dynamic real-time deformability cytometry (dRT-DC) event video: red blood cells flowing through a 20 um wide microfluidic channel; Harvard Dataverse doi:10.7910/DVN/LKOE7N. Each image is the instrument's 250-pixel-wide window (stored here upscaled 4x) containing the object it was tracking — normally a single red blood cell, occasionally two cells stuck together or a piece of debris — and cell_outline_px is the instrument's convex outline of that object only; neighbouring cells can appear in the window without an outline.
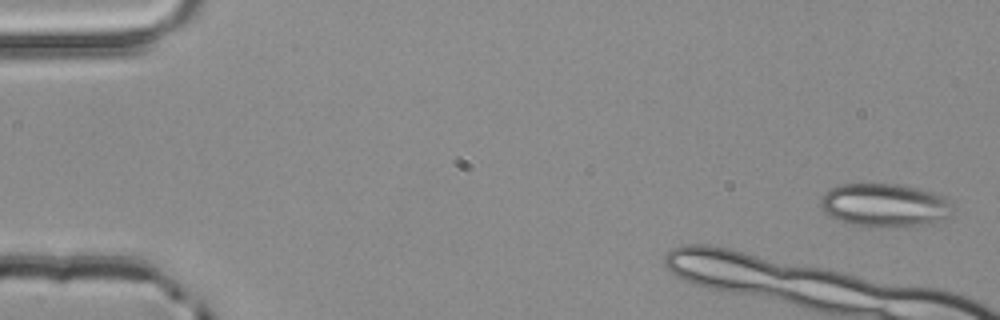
{"species": "common noctule bat (a hibernating species)", "species_latin": "Nyctalus noctula", "temperature_condition": "room temperature", "stored_images_in_passage": 5, "camera_frame_rate_fps": 3000, "um_per_image_px": 0.085, "animal": {"sex": "male", "body_mass_g": 20.4}, "frame": {"image": 1, "passage_image": 1, "time_ms": 0.0, "image_size_px": [1000, 320], "cell_outline_px": [[952, 216], [940, 220], [908, 228], [872, 228], [848, 224], [836, 220], [824, 212], [820, 208], [820, 196], [828, 188], [840, 184], [900, 184], [932, 192], [944, 196], [952, 200]], "centroid_in_image_um": [75.17, 17.47], "position_along_channel_um": 9.8, "area_um2": 34.51}}